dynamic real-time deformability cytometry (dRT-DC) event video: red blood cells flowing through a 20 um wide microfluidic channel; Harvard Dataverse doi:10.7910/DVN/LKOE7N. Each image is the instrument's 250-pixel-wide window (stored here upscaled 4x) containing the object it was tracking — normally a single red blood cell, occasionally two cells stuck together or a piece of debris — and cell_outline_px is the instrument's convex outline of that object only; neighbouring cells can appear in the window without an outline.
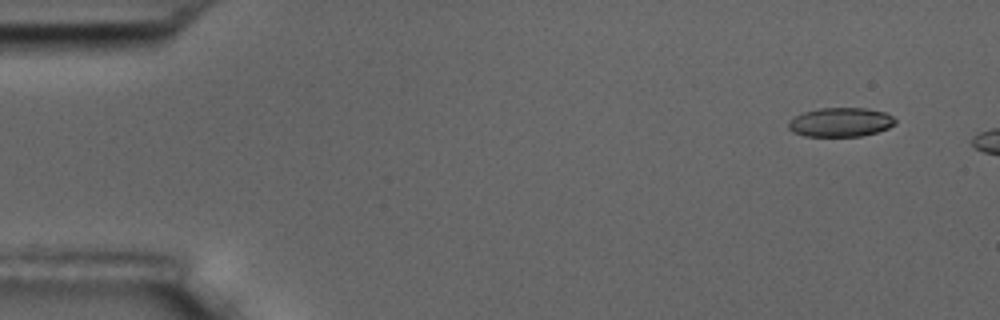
{"species": "common noctule bat (a hibernating species)", "species_latin": "Nyctalus noctula", "temperature_condition": "room temperature", "stored_images_in_passage": 4, "camera_frame_rate_fps": 3000, "um_per_image_px": 0.085, "animal": {"sex": "male", "body_mass_g": 17.5, "forearm_length_mm": 52.3}, "frame": {"image": 1, "passage_image": 2, "time_ms": 1.0, "image_size_px": [1000, 320], "cell_outline_px": [[896, 124], [888, 128], [876, 132], [860, 136], [804, 136], [792, 132], [788, 128], [788, 124], [796, 116], [804, 112], [820, 108], [864, 108], [884, 112], [892, 116], [896, 120]], "centroid_in_image_um": [71.46, 10.39], "position_along_channel_um": 13.5, "area_um2": 17.98}}